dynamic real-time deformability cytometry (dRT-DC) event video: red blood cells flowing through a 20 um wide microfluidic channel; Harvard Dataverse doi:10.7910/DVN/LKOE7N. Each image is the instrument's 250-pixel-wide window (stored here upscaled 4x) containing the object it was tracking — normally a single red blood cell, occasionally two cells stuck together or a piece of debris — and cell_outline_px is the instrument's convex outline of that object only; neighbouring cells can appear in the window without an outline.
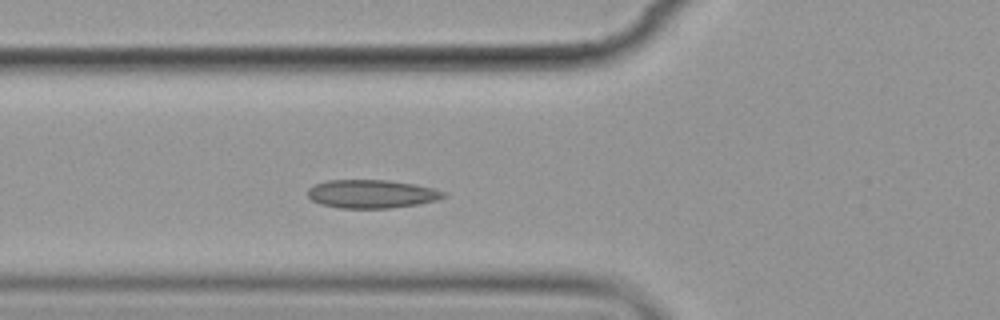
{"species": "common noctule bat (a hibernating species)", "species_latin": "Nyctalus noctula", "temperature_condition": "cold", "stored_images_in_passage": 4, "camera_frame_rate_fps": 3000, "um_per_image_px": 0.085, "animal": {"sex": "female", "body_mass_g": 19.9}, "frame": {"image": 1, "passage_image": 4, "time_ms": 3.333, "image_size_px": [1000, 320], "cell_outline_px": [[444, 196], [436, 200], [420, 204], [392, 208], [340, 208], [320, 204], [312, 200], [308, 196], [308, 188], [316, 184], [328, 180], [388, 180], [416, 184], [432, 188], [444, 192]], "centroid_in_image_um": [31.57, 16.48], "position_along_channel_um": 94.2, "area_um2": 22.43}}